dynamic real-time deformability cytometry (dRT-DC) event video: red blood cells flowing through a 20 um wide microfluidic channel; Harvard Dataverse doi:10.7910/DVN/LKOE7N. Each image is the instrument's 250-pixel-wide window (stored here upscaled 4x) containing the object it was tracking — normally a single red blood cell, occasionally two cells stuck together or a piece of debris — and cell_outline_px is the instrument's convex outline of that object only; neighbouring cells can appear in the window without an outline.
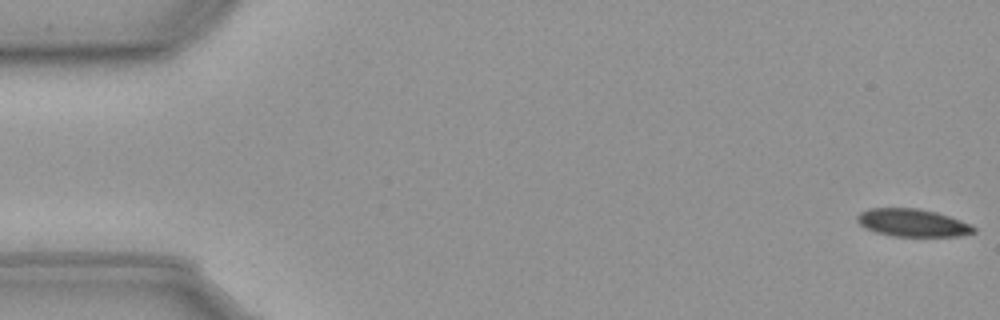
{"species": "common noctule bat (a hibernating species)", "species_latin": "Nyctalus noctula", "temperature_condition": "cold", "stored_images_in_passage": 57, "camera_frame_rate_fps": 3000, "um_per_image_px": 0.085, "animal": {"sex": "male", "body_mass_g": 23.1, "forearm_length_mm": 52.7}, "frame": {"image": 1, "passage_image": 1, "time_ms": 0.0, "image_size_px": [1000, 320], "cell_outline_px": [[976, 232], [960, 236], [892, 236], [876, 232], [860, 224], [856, 220], [856, 216], [860, 212], [868, 208], [916, 208], [936, 212], [960, 220], [976, 228]], "centroid_in_image_um": [77.55, 18.93], "position_along_channel_um": 7.4, "area_um2": 18.67}}
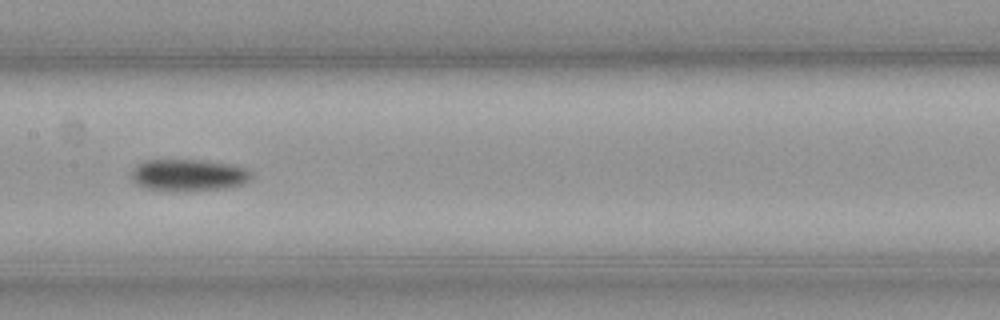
{"frame": {"image": 2, "passage_image": 28, "time_ms": 9.0, "image_size_px": [1000, 320], "cell_outline_px": [[252, 176], [244, 184], [228, 188], [176, 192], [148, 188], [136, 184], [132, 180], [132, 168], [136, 164], [144, 160], [204, 160], [232, 164], [244, 168], [252, 172]], "centroid_in_image_um": [16.02, 14.89], "position_along_channel_um": 191.4, "area_um2": 22.6}}
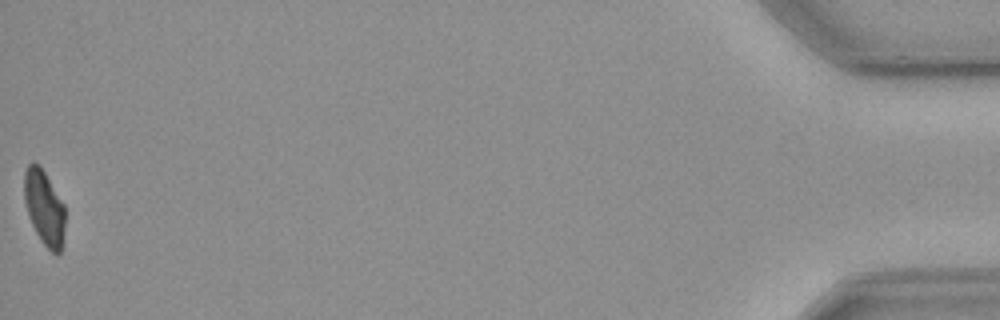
{"frame": {"image": 3, "passage_image": 57, "time_ms": 18.667, "image_size_px": [1000, 320], "cell_outline_px": [[64, 224], [60, 252], [52, 252], [44, 244], [36, 232], [28, 216], [24, 200], [24, 172], [28, 164], [36, 164], [44, 172], [64, 204]], "centroid_in_image_um": [3.74, 17.63], "position_along_channel_um": 431.5, "area_um2": 17.28}, "authors_computed_cell_mechanics": {"area_um2": 20.4034, "velocity_mm_per_s": 3.5992, "shape_relaxation_time_tau1_ms": 5.2699, "shape_relaxation_time_tau2_ms": null, "deformation_change_tau1": 0.098, "deformation_change_tau2": null}}